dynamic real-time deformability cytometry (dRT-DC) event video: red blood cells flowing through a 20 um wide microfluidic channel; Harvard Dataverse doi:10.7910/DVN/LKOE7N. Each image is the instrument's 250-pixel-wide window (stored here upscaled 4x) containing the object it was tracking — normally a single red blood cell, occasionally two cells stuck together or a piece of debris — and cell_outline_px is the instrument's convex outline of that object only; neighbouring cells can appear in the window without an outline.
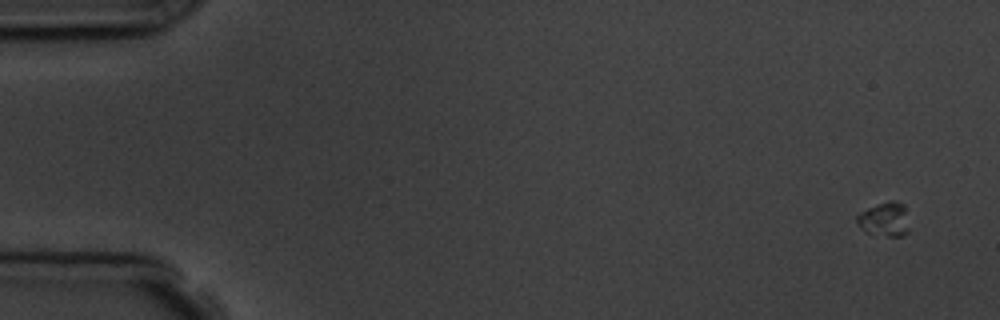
{"species": "common noctule bat (a hibernating species)", "species_latin": "Nyctalus noctula", "temperature_condition": "room temperature", "stored_images_in_passage": 6, "camera_frame_rate_fps": 3000, "um_per_image_px": 0.085, "animal": {"sex": "male", "body_mass_g": 19.5, "forearm_length_mm": 54.6}, "frame": {"image": 1, "passage_image": 1, "time_ms": 0.0, "image_size_px": [1000, 320], "cell_outline_px": [[908, 232], [904, 236], [888, 236], [864, 232], [856, 224], [856, 216], [860, 212], [868, 208], [892, 200], [904, 204], [908, 228]], "centroid_in_image_um": [75.16, 18.66], "position_along_channel_um": 9.8, "area_um2": 10.35}}